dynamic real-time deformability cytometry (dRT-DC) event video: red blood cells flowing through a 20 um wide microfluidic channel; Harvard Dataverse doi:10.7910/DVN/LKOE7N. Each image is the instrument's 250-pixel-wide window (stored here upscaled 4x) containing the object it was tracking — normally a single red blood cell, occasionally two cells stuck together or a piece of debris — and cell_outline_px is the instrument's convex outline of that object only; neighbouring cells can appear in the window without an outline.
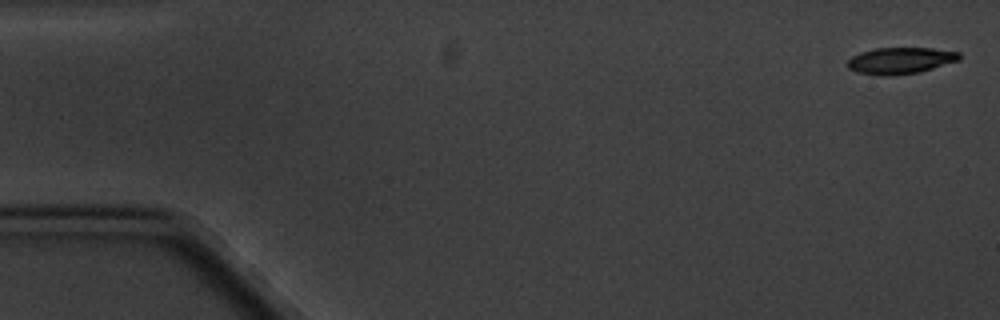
{"species": "common noctule bat (a hibernating species)", "species_latin": "Nyctalus noctula", "temperature_condition": "cold", "stored_images_in_passage": 9, "camera_frame_rate_fps": 3000, "um_per_image_px": 0.085, "animal": {"sex": "male", "body_mass_g": 20.1, "forearm_length_mm": 53.5}, "frame": {"image": 1, "passage_image": 1, "time_ms": 0.0, "image_size_px": [1000, 320], "cell_outline_px": [[960, 60], [920, 72], [892, 76], [880, 76], [856, 72], [848, 68], [848, 60], [852, 56], [860, 52], [876, 48], [932, 48], [960, 52]], "centroid_in_image_um": [76.53, 5.16], "position_along_channel_um": 8.5, "area_um2": 17.4}}
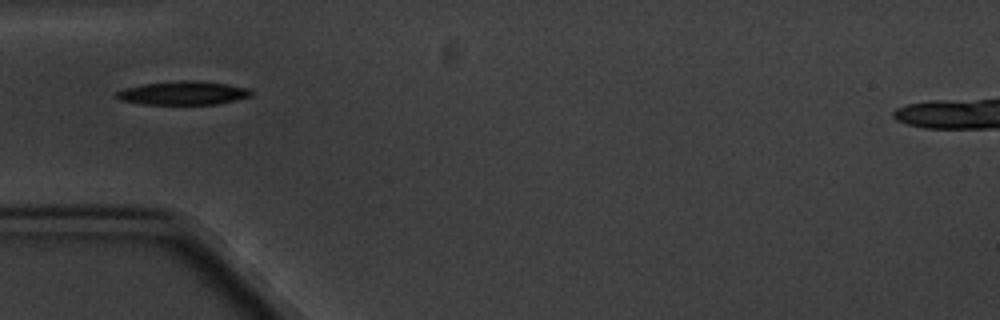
{"frame": {"image": 2, "passage_image": 6, "time_ms": 5.667, "image_size_px": [1000, 320], "cell_outline_px": [[252, 96], [236, 100], [216, 104], [140, 104], [120, 100], [116, 96], [116, 92], [124, 88], [144, 84], [180, 80], [184, 80], [224, 84], [252, 88]], "centroid_in_image_um": [15.57, 7.91], "position_along_channel_um": 69.4, "area_um2": 18.38}}